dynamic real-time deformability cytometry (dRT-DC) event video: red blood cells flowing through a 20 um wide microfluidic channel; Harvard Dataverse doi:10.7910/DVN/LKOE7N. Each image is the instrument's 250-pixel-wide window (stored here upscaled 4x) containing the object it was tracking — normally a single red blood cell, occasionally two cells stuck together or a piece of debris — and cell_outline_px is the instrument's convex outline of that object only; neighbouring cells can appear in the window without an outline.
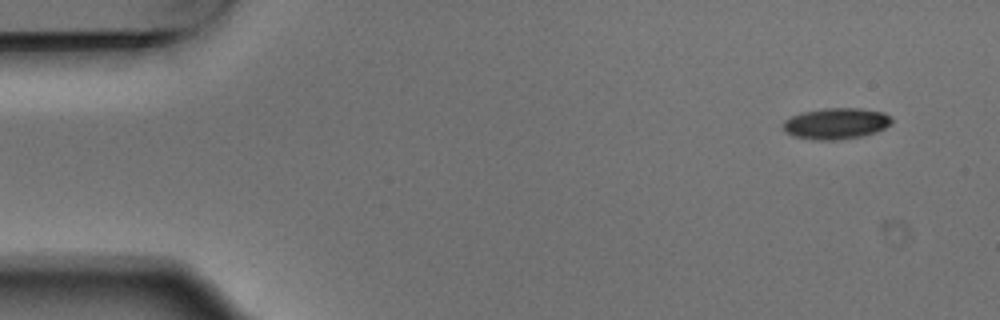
{"species": "Egyptian fruit bat (a non-hibernating species)", "species_latin": "Rousettus aegyptiacus", "temperature_condition": "warm", "stored_images_in_passage": 5, "camera_frame_rate_fps": 3000, "um_per_image_px": 0.085, "animal": {"sex": "male"}, "frame": {"image": 1, "passage_image": 1, "time_ms": 0.0, "image_size_px": [1000, 320], "cell_outline_px": [[892, 124], [876, 132], [860, 136], [832, 140], [820, 140], [796, 136], [788, 132], [784, 128], [784, 120], [792, 116], [804, 112], [824, 108], [860, 108], [884, 112], [892, 120]], "centroid_in_image_um": [71.11, 10.48], "position_along_channel_um": 13.9, "area_um2": 19.31}}
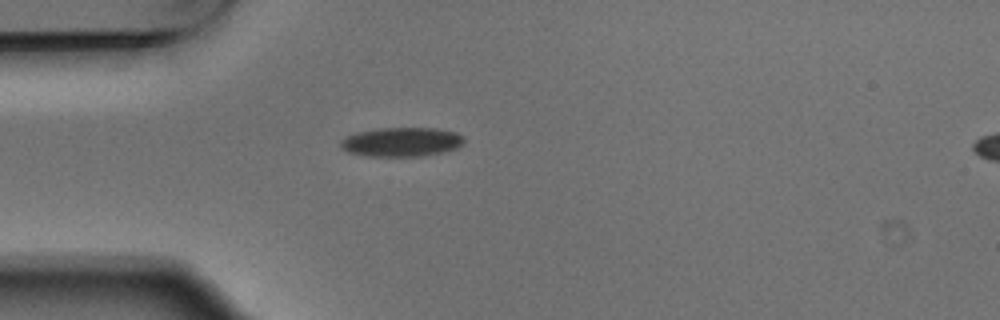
{"frame": {"image": 2, "passage_image": 4, "time_ms": 1.0, "image_size_px": [1000, 320], "cell_outline_px": [[464, 144], [460, 148], [444, 152], [420, 156], [368, 156], [348, 152], [340, 148], [340, 140], [356, 132], [380, 128], [436, 128], [456, 132], [464, 136]], "centroid_in_image_um": [34.17, 12.07], "position_along_channel_um": 50.8, "area_um2": 21.21}}